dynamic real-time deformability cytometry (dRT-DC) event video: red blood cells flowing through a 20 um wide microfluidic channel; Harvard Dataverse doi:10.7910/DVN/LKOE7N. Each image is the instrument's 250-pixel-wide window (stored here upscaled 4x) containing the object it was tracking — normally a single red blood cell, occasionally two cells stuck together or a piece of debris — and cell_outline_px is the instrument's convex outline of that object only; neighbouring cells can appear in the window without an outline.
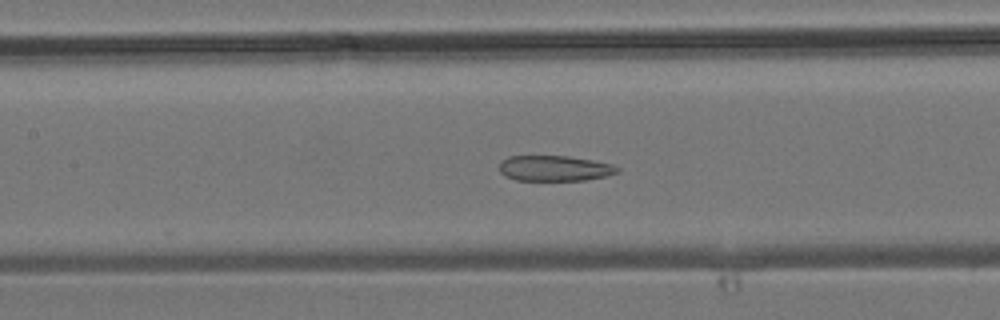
{"species": "common noctule bat (a hibernating species)", "species_latin": "Nyctalus noctula", "temperature_condition": "room temperature", "stored_images_in_passage": 45, "camera_frame_rate_fps": 3000, "um_per_image_px": 0.085, "animal": {"sex": "male", "body_mass_g": 19.2, "forearm_length_mm": 51.8}, "frame": {"image": 1, "passage_image": 20, "time_ms": 6.333, "image_size_px": [1000, 320], "cell_outline_px": [[620, 172], [604, 176], [584, 180], [516, 180], [504, 176], [500, 172], [500, 160], [508, 156], [568, 156], [592, 160], [612, 164], [620, 168]], "centroid_in_image_um": [47.12, 14.3], "position_along_channel_um": 160.3, "area_um2": 17.57}}
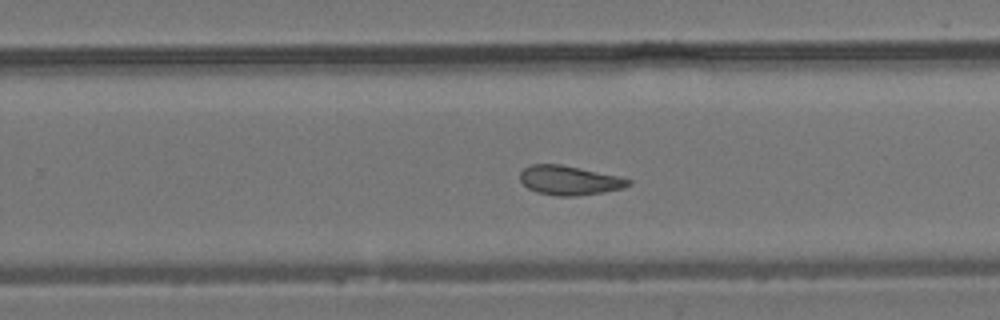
{"frame": {"image": 2, "passage_image": 28, "time_ms": 9.0, "image_size_px": [1000, 320], "cell_outline_px": [[632, 184], [624, 188], [604, 192], [576, 196], [556, 196], [536, 192], [528, 188], [520, 180], [520, 172], [524, 168], [532, 164], [560, 164], [620, 176], [632, 180]], "centroid_in_image_um": [48.42, 15.33], "position_along_channel_um": 281.4, "area_um2": 18.61}}
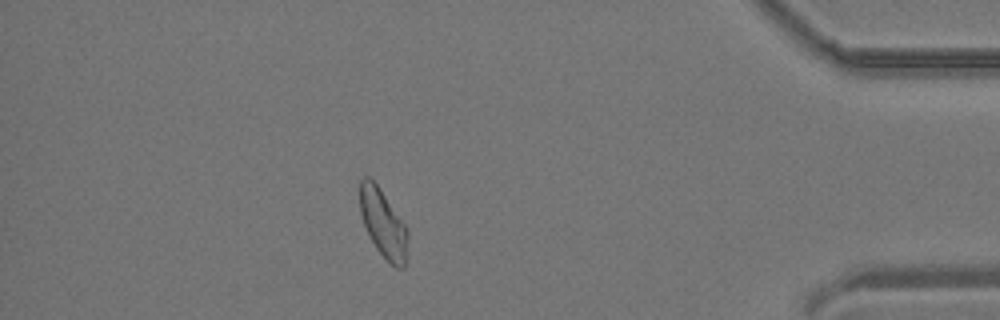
{"frame": {"image": 3, "passage_image": 39, "time_ms": 12.667, "image_size_px": [1000, 320], "cell_outline_px": [[408, 236], [404, 268], [396, 268], [376, 248], [364, 224], [360, 212], [360, 180], [364, 176], [368, 176], [376, 184], [404, 224], [408, 232]], "centroid_in_image_um": [32.56, 18.99], "position_along_channel_um": 402.6, "area_um2": 18.32}}